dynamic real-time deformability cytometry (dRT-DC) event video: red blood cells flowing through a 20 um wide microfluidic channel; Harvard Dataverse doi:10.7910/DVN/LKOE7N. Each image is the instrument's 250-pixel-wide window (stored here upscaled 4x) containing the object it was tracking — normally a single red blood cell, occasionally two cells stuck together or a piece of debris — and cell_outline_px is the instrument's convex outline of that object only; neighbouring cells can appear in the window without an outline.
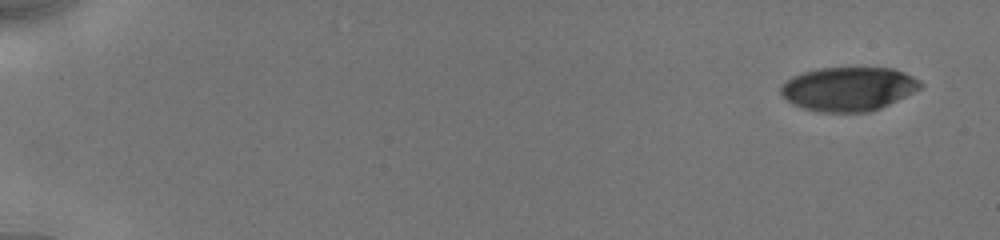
{"species": "human", "species_latin": "Homo sapiens", "temperature_condition": "cold", "stored_images_in_passage": 20, "camera_frame_rate_fps": 3000, "um_per_image_px": 0.085, "donor": {"sex": "male"}, "frame": {"image": 1, "passage_image": 1, "time_ms": 0.0, "image_size_px": [1000, 240], "cell_outline_px": [[924, 84], [920, 88], [880, 108], [868, 112], [824, 112], [804, 108], [792, 104], [784, 100], [780, 96], [780, 84], [792, 76], [816, 68], [892, 68], [904, 72], [920, 80]], "centroid_in_image_um": [72.06, 7.55], "position_along_channel_um": 12.9, "area_um2": 35.78}}
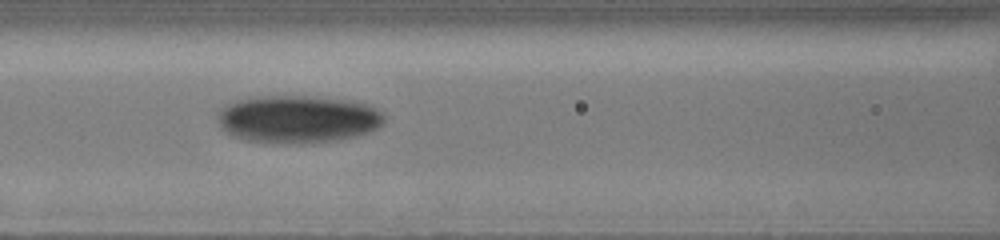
{"frame": {"image": 2, "passage_image": 12, "time_ms": 7.667, "image_size_px": [1000, 240], "cell_outline_px": [[384, 124], [368, 132], [356, 136], [340, 140], [300, 144], [288, 144], [248, 140], [232, 136], [220, 124], [220, 112], [228, 104], [236, 100], [252, 96], [308, 96], [352, 100], [368, 104], [384, 112]], "centroid_in_image_um": [25.39, 10.12], "position_along_channel_um": 141.2, "area_um2": 46.41}}
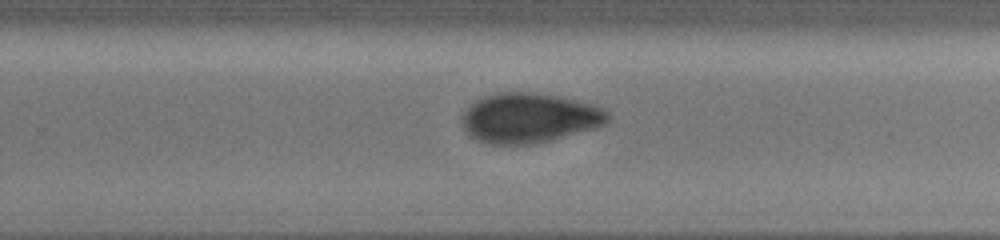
{"frame": {"image": 3, "passage_image": 20, "time_ms": 11.333, "image_size_px": [1000, 240], "cell_outline_px": [[608, 120], [604, 124], [596, 128], [552, 140], [536, 144], [492, 144], [476, 140], [464, 128], [460, 120], [460, 116], [476, 100], [484, 96], [500, 92], [532, 92], [556, 96], [596, 104], [608, 112]], "centroid_in_image_um": [44.99, 10.03], "position_along_channel_um": 284.8, "area_um2": 42.37}}